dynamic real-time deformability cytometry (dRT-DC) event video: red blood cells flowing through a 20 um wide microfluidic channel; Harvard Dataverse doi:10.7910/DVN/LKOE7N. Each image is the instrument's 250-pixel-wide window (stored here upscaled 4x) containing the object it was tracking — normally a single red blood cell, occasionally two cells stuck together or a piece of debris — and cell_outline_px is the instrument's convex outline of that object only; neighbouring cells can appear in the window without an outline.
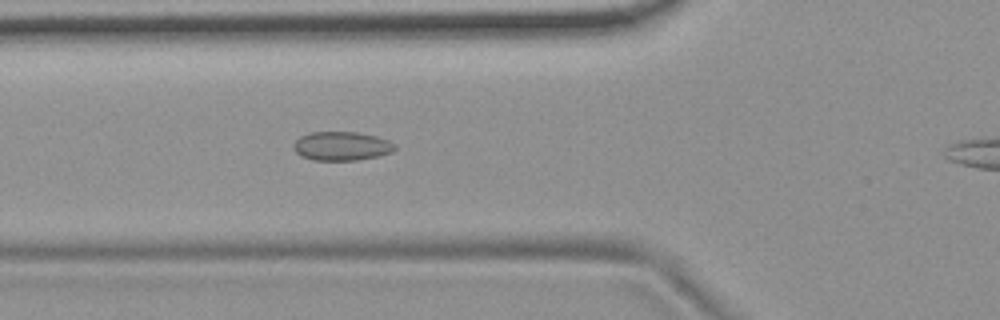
{"species": "common noctule bat (a hibernating species)", "species_latin": "Nyctalus noctula", "temperature_condition": "room temperature", "stored_images_in_passage": 45, "camera_frame_rate_fps": 3000, "um_per_image_px": 0.085, "animal": {"sex": "female", "body_mass_g": 19.9}, "frame": {"image": 1, "passage_image": 17, "time_ms": 5.333, "image_size_px": [1000, 320], "cell_outline_px": [[396, 148], [392, 152], [380, 156], [356, 160], [312, 160], [300, 156], [292, 148], [292, 144], [300, 136], [308, 132], [356, 132], [376, 136], [388, 140], [396, 144]], "centroid_in_image_um": [29.02, 12.42], "position_along_channel_um": 96.8, "area_um2": 17.28}}
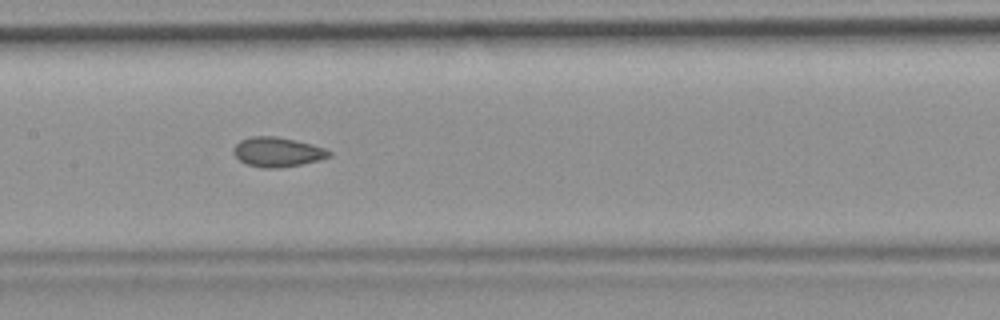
{"frame": {"image": 2, "passage_image": 24, "time_ms": 7.667, "image_size_px": [1000, 320], "cell_outline_px": [[332, 156], [320, 160], [280, 168], [264, 168], [248, 164], [240, 160], [232, 152], [232, 148], [240, 140], [252, 136], [276, 136], [296, 140], [312, 144], [324, 148], [332, 152]], "centroid_in_image_um": [23.59, 12.91], "position_along_channel_um": 183.8, "area_um2": 16.53}}
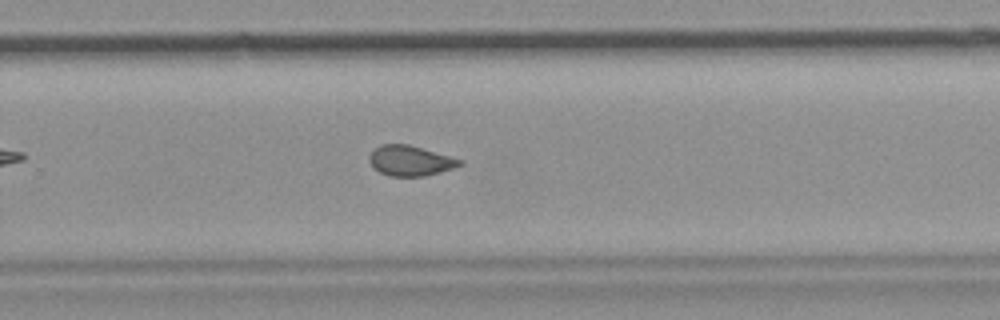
{"frame": {"image": 3, "passage_image": 33, "time_ms": 10.667, "image_size_px": [1000, 320], "cell_outline_px": [[464, 164], [440, 172], [424, 176], [388, 176], [380, 172], [368, 160], [368, 156], [380, 144], [408, 144], [464, 160]], "centroid_in_image_um": [34.89, 13.66], "position_along_channel_um": 294.9, "area_um2": 15.84}}